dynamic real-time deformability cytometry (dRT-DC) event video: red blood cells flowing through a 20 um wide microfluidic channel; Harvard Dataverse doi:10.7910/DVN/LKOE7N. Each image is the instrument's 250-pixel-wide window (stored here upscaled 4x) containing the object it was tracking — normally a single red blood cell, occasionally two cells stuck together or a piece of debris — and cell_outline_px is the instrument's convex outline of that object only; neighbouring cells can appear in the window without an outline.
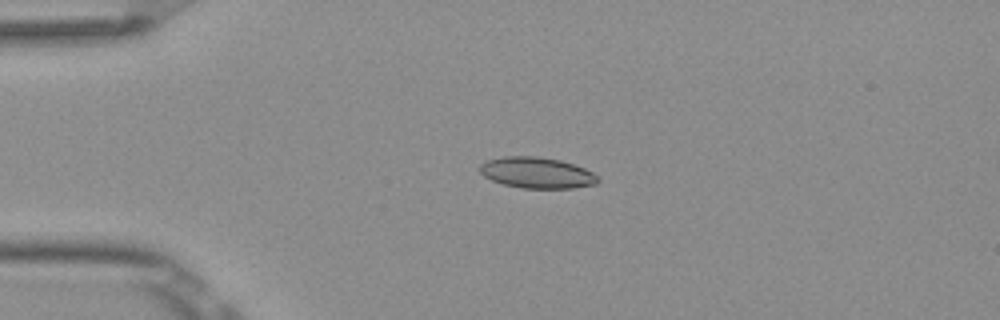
{"species": "Egyptian fruit bat (a non-hibernating species)", "species_latin": "Rousettus aegyptiacus", "temperature_condition": "room temperature", "stored_images_in_passage": 5, "camera_frame_rate_fps": 3000, "um_per_image_px": 0.085, "frame": {"image": 1, "passage_image": 3, "time_ms": 0.667, "image_size_px": [1000, 320], "cell_outline_px": [[600, 180], [596, 184], [572, 188], [520, 188], [504, 184], [492, 180], [484, 176], [480, 172], [480, 164], [488, 160], [504, 156], [536, 156], [560, 160], [584, 168], [592, 172]], "centroid_in_image_um": [45.62, 14.68], "position_along_channel_um": 39.4, "area_um2": 21.21}}